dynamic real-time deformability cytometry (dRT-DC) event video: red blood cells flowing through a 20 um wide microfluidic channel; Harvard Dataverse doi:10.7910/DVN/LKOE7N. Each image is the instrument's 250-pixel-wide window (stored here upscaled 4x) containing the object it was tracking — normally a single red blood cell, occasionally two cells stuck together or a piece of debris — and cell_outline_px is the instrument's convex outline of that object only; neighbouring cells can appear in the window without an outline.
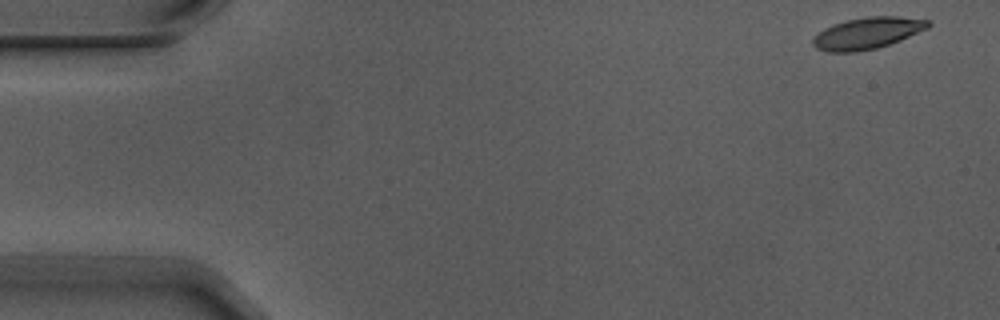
{"species": "Egyptian fruit bat (a non-hibernating species)", "species_latin": "Rousettus aegyptiacus", "temperature_condition": "warm", "stored_images_in_passage": 6, "camera_frame_rate_fps": 3000, "um_per_image_px": 0.085, "animal": {"sex": "male"}, "frame": {"image": 1, "passage_image": 1, "time_ms": 0.0, "image_size_px": [1000, 320], "cell_outline_px": [[932, 24], [928, 28], [900, 40], [876, 48], [856, 52], [828, 52], [816, 48], [812, 44], [812, 40], [824, 28], [832, 24], [848, 20], [868, 16], [900, 16], [928, 20]], "centroid_in_image_um": [73.73, 2.81], "position_along_channel_um": 11.3, "area_um2": 21.1}}
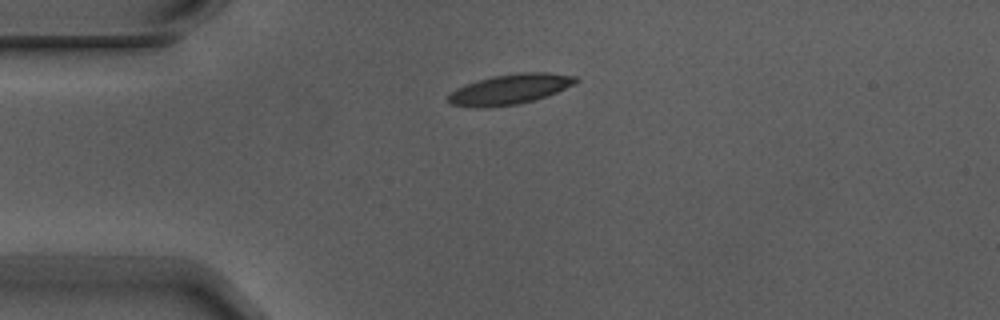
{"frame": {"image": 2, "passage_image": 4, "time_ms": 1.0, "image_size_px": [1000, 320], "cell_outline_px": [[580, 80], [576, 84], [548, 96], [536, 100], [520, 104], [452, 104], [448, 100], [448, 96], [456, 88], [464, 84], [492, 76], [520, 72], [548, 72], [576, 76]], "centroid_in_image_um": [43.51, 7.51], "position_along_channel_um": 41.5, "area_um2": 21.68}}